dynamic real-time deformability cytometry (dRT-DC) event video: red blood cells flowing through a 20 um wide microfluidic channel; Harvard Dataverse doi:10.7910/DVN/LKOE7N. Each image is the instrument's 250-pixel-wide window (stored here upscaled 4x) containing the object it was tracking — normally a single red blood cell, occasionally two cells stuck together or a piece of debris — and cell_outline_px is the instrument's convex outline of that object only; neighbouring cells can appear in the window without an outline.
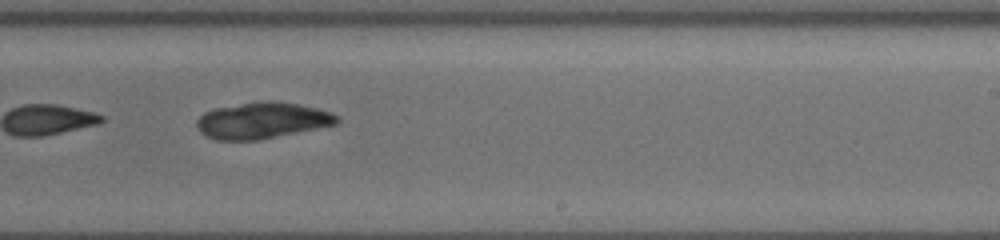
{"species": "common noctule bat (a hibernating species)", "species_latin": "Nyctalus noctula", "temperature_condition": "cold", "stored_images_in_passage": 26, "camera_frame_rate_fps": 3000, "um_per_image_px": 0.085, "animal": {"sex": "female", "body_mass_g": 19.5, "forearm_length_mm": 54.1}, "frame": {"image": 1, "passage_image": 15, "time_ms": 7.333, "image_size_px": [1000, 240], "cell_outline_px": [[340, 120], [336, 124], [256, 140], [216, 140], [204, 136], [196, 128], [196, 120], [204, 112], [216, 108], [256, 100], [276, 100], [300, 104], [332, 112], [340, 116]], "centroid_in_image_um": [22.26, 10.22], "position_along_channel_um": 266.7, "area_um2": 29.88}, "authors_computed_cell_mechanics": {"area_um2": 18.9006, "velocity_mm_per_s": 3.872, "shape_relaxation_time_tau1_ms": 6.975, "shape_relaxation_time_tau2_ms": 10.846, "deformation_change_tau1": 0.1379, "deformation_change_tau2": 0.112}}